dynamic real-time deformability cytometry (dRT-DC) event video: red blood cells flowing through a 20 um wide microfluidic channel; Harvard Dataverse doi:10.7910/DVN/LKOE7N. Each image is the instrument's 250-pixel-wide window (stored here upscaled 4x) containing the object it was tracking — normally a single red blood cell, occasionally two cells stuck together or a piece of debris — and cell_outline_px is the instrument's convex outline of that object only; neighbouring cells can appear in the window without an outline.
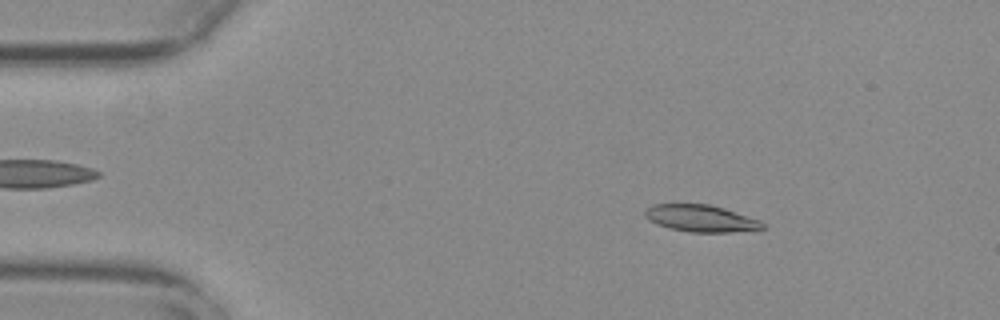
{"species": "common noctule bat (a hibernating species)", "species_latin": "Nyctalus noctula", "temperature_condition": "warm", "stored_images_in_passage": 54, "camera_frame_rate_fps": 3000, "um_per_image_px": 0.085, "animal": {"sex": "female", "body_mass_g": 29.2, "forearm_length_mm": 56.3}, "frame": {"image": 1, "passage_image": 8, "time_ms": 2.333, "image_size_px": [1000, 320], "cell_outline_px": [[764, 228], [728, 232], [692, 232], [668, 228], [656, 224], [648, 220], [644, 216], [644, 208], [652, 204], [708, 204], [724, 208], [760, 220], [764, 224]], "centroid_in_image_um": [59.5, 18.55], "position_along_channel_um": 25.5, "area_um2": 18.44}}
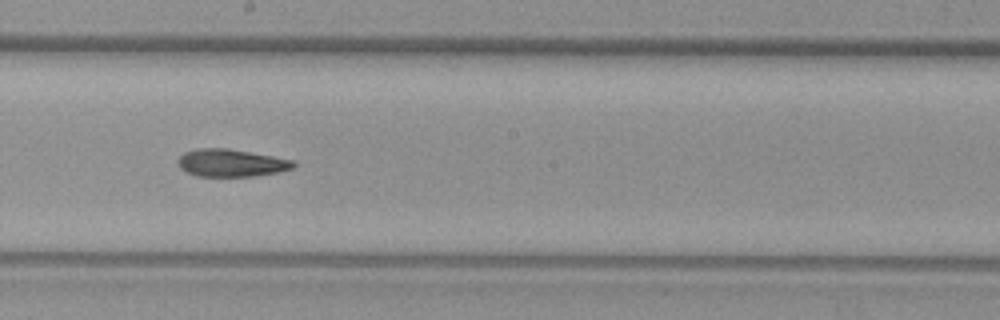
{"frame": {"image": 2, "passage_image": 30, "time_ms": 9.667, "image_size_px": [1000, 320], "cell_outline_px": [[296, 164], [292, 168], [276, 172], [252, 176], [196, 176], [180, 168], [176, 160], [184, 152], [196, 148], [228, 148], [296, 160]], "centroid_in_image_um": [19.63, 13.83], "position_along_channel_um": 228.6, "area_um2": 18.55}}
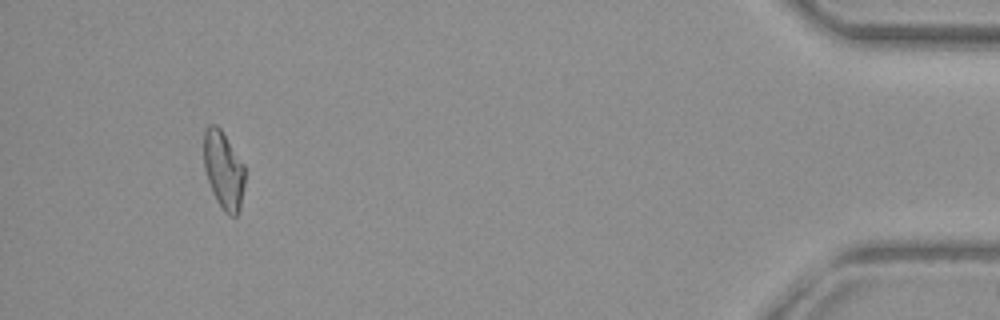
{"frame": {"image": 3, "passage_image": 51, "time_ms": 16.667, "image_size_px": [1000, 320], "cell_outline_px": [[244, 188], [240, 212], [236, 216], [228, 216], [224, 212], [216, 200], [212, 192], [204, 168], [204, 128], [208, 124], [216, 124], [220, 128], [244, 164]], "centroid_in_image_um": [19.0, 14.48], "position_along_channel_um": 416.2, "area_um2": 18.84}}